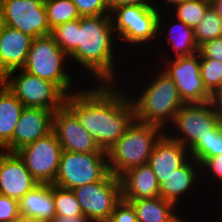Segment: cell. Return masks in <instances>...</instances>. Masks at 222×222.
Wrapping results in <instances>:
<instances>
[{
  "label": "cell",
  "mask_w": 222,
  "mask_h": 222,
  "mask_svg": "<svg viewBox=\"0 0 222 222\" xmlns=\"http://www.w3.org/2000/svg\"><path fill=\"white\" fill-rule=\"evenodd\" d=\"M95 85L66 96L64 105L107 152L136 120L135 107L125 85L120 89L117 83Z\"/></svg>",
  "instance_id": "1"
},
{
  "label": "cell",
  "mask_w": 222,
  "mask_h": 222,
  "mask_svg": "<svg viewBox=\"0 0 222 222\" xmlns=\"http://www.w3.org/2000/svg\"><path fill=\"white\" fill-rule=\"evenodd\" d=\"M115 33L110 14L80 17L77 48L69 58L77 62L95 83H117L114 69ZM116 57H115V56ZM115 58V59H114ZM117 79V80H116Z\"/></svg>",
  "instance_id": "2"
},
{
  "label": "cell",
  "mask_w": 222,
  "mask_h": 222,
  "mask_svg": "<svg viewBox=\"0 0 222 222\" xmlns=\"http://www.w3.org/2000/svg\"><path fill=\"white\" fill-rule=\"evenodd\" d=\"M147 83V87L143 92L139 91L136 97L129 94L135 107L136 121L168 130L166 125L173 123L175 115L185 103L175 83L162 69Z\"/></svg>",
  "instance_id": "3"
},
{
  "label": "cell",
  "mask_w": 222,
  "mask_h": 222,
  "mask_svg": "<svg viewBox=\"0 0 222 222\" xmlns=\"http://www.w3.org/2000/svg\"><path fill=\"white\" fill-rule=\"evenodd\" d=\"M165 131L159 126L135 120L106 152L109 171L120 177L127 170L146 164Z\"/></svg>",
  "instance_id": "4"
},
{
  "label": "cell",
  "mask_w": 222,
  "mask_h": 222,
  "mask_svg": "<svg viewBox=\"0 0 222 222\" xmlns=\"http://www.w3.org/2000/svg\"><path fill=\"white\" fill-rule=\"evenodd\" d=\"M161 13L158 6L120 5L116 7L110 15L117 41H125L130 46L140 44L147 47V43L150 45V42L159 39L157 35L160 36L165 31V20Z\"/></svg>",
  "instance_id": "5"
},
{
  "label": "cell",
  "mask_w": 222,
  "mask_h": 222,
  "mask_svg": "<svg viewBox=\"0 0 222 222\" xmlns=\"http://www.w3.org/2000/svg\"><path fill=\"white\" fill-rule=\"evenodd\" d=\"M69 56L56 44L51 35L33 39L23 70L54 83L66 96L72 90L73 78L64 64ZM68 71H66V70ZM72 86V87H71Z\"/></svg>",
  "instance_id": "6"
},
{
  "label": "cell",
  "mask_w": 222,
  "mask_h": 222,
  "mask_svg": "<svg viewBox=\"0 0 222 222\" xmlns=\"http://www.w3.org/2000/svg\"><path fill=\"white\" fill-rule=\"evenodd\" d=\"M110 173L106 152L62 151L53 185L74 189L103 180Z\"/></svg>",
  "instance_id": "7"
},
{
  "label": "cell",
  "mask_w": 222,
  "mask_h": 222,
  "mask_svg": "<svg viewBox=\"0 0 222 222\" xmlns=\"http://www.w3.org/2000/svg\"><path fill=\"white\" fill-rule=\"evenodd\" d=\"M3 82L24 107H40L55 112L65 103L66 95L54 83L23 69L8 72Z\"/></svg>",
  "instance_id": "8"
},
{
  "label": "cell",
  "mask_w": 222,
  "mask_h": 222,
  "mask_svg": "<svg viewBox=\"0 0 222 222\" xmlns=\"http://www.w3.org/2000/svg\"><path fill=\"white\" fill-rule=\"evenodd\" d=\"M218 123L219 119L210 102L184 104L175 115L173 123L170 126L167 125L169 131L174 125L175 128L173 126L171 129H176L175 132L169 133L166 130V134L174 141L181 143L190 152L200 140H204L211 134V130Z\"/></svg>",
  "instance_id": "9"
},
{
  "label": "cell",
  "mask_w": 222,
  "mask_h": 222,
  "mask_svg": "<svg viewBox=\"0 0 222 222\" xmlns=\"http://www.w3.org/2000/svg\"><path fill=\"white\" fill-rule=\"evenodd\" d=\"M85 218L107 222L122 200L120 178L111 172L101 181L72 189Z\"/></svg>",
  "instance_id": "10"
},
{
  "label": "cell",
  "mask_w": 222,
  "mask_h": 222,
  "mask_svg": "<svg viewBox=\"0 0 222 222\" xmlns=\"http://www.w3.org/2000/svg\"><path fill=\"white\" fill-rule=\"evenodd\" d=\"M62 147L52 130L46 136L21 147L16 153L31 176L39 183L53 184L58 172Z\"/></svg>",
  "instance_id": "11"
},
{
  "label": "cell",
  "mask_w": 222,
  "mask_h": 222,
  "mask_svg": "<svg viewBox=\"0 0 222 222\" xmlns=\"http://www.w3.org/2000/svg\"><path fill=\"white\" fill-rule=\"evenodd\" d=\"M168 55L162 70L175 83L183 102L185 104L209 102L211 94L207 91L200 73V54L172 60Z\"/></svg>",
  "instance_id": "12"
},
{
  "label": "cell",
  "mask_w": 222,
  "mask_h": 222,
  "mask_svg": "<svg viewBox=\"0 0 222 222\" xmlns=\"http://www.w3.org/2000/svg\"><path fill=\"white\" fill-rule=\"evenodd\" d=\"M0 13L6 26L33 39L51 34L45 4L36 0H0Z\"/></svg>",
  "instance_id": "13"
},
{
  "label": "cell",
  "mask_w": 222,
  "mask_h": 222,
  "mask_svg": "<svg viewBox=\"0 0 222 222\" xmlns=\"http://www.w3.org/2000/svg\"><path fill=\"white\" fill-rule=\"evenodd\" d=\"M63 151L87 153L106 152L97 145L92 135L78 122L77 117L65 106L53 113V128Z\"/></svg>",
  "instance_id": "14"
},
{
  "label": "cell",
  "mask_w": 222,
  "mask_h": 222,
  "mask_svg": "<svg viewBox=\"0 0 222 222\" xmlns=\"http://www.w3.org/2000/svg\"><path fill=\"white\" fill-rule=\"evenodd\" d=\"M53 110L40 107H24L15 126L12 140L2 149L16 152L21 147L46 136L53 128Z\"/></svg>",
  "instance_id": "15"
},
{
  "label": "cell",
  "mask_w": 222,
  "mask_h": 222,
  "mask_svg": "<svg viewBox=\"0 0 222 222\" xmlns=\"http://www.w3.org/2000/svg\"><path fill=\"white\" fill-rule=\"evenodd\" d=\"M39 182L16 152L0 150V194L19 200Z\"/></svg>",
  "instance_id": "16"
},
{
  "label": "cell",
  "mask_w": 222,
  "mask_h": 222,
  "mask_svg": "<svg viewBox=\"0 0 222 222\" xmlns=\"http://www.w3.org/2000/svg\"><path fill=\"white\" fill-rule=\"evenodd\" d=\"M190 158V152L165 133L156 143L147 163L155 173L160 185Z\"/></svg>",
  "instance_id": "17"
},
{
  "label": "cell",
  "mask_w": 222,
  "mask_h": 222,
  "mask_svg": "<svg viewBox=\"0 0 222 222\" xmlns=\"http://www.w3.org/2000/svg\"><path fill=\"white\" fill-rule=\"evenodd\" d=\"M33 38L18 29L4 26L0 37V75L4 77L8 72L22 69Z\"/></svg>",
  "instance_id": "18"
},
{
  "label": "cell",
  "mask_w": 222,
  "mask_h": 222,
  "mask_svg": "<svg viewBox=\"0 0 222 222\" xmlns=\"http://www.w3.org/2000/svg\"><path fill=\"white\" fill-rule=\"evenodd\" d=\"M119 178L123 200L160 196L159 183L148 163L127 170Z\"/></svg>",
  "instance_id": "19"
},
{
  "label": "cell",
  "mask_w": 222,
  "mask_h": 222,
  "mask_svg": "<svg viewBox=\"0 0 222 222\" xmlns=\"http://www.w3.org/2000/svg\"><path fill=\"white\" fill-rule=\"evenodd\" d=\"M200 171V164L191 157L183 166L176 169L172 175L159 185L160 197L177 206L180 204L179 201L181 198H185L186 195L188 196L189 192L192 194L194 187L198 188V186L194 185H197L198 182L196 181L200 180Z\"/></svg>",
  "instance_id": "20"
},
{
  "label": "cell",
  "mask_w": 222,
  "mask_h": 222,
  "mask_svg": "<svg viewBox=\"0 0 222 222\" xmlns=\"http://www.w3.org/2000/svg\"><path fill=\"white\" fill-rule=\"evenodd\" d=\"M19 214L39 222H51L56 216L52 184L39 183L18 200Z\"/></svg>",
  "instance_id": "21"
},
{
  "label": "cell",
  "mask_w": 222,
  "mask_h": 222,
  "mask_svg": "<svg viewBox=\"0 0 222 222\" xmlns=\"http://www.w3.org/2000/svg\"><path fill=\"white\" fill-rule=\"evenodd\" d=\"M125 201L134 208L137 222H187L174 212V209H178L179 206L160 196Z\"/></svg>",
  "instance_id": "22"
},
{
  "label": "cell",
  "mask_w": 222,
  "mask_h": 222,
  "mask_svg": "<svg viewBox=\"0 0 222 222\" xmlns=\"http://www.w3.org/2000/svg\"><path fill=\"white\" fill-rule=\"evenodd\" d=\"M24 105L3 84L0 87V149L11 140Z\"/></svg>",
  "instance_id": "23"
},
{
  "label": "cell",
  "mask_w": 222,
  "mask_h": 222,
  "mask_svg": "<svg viewBox=\"0 0 222 222\" xmlns=\"http://www.w3.org/2000/svg\"><path fill=\"white\" fill-rule=\"evenodd\" d=\"M172 21L174 23L171 22L172 25H167L169 29L165 31L168 33L167 36H165L167 37L166 39H168L167 42L171 44L172 47L170 48L175 54L172 58L192 56L198 53L199 47L195 40L194 29L188 27L178 19Z\"/></svg>",
  "instance_id": "24"
},
{
  "label": "cell",
  "mask_w": 222,
  "mask_h": 222,
  "mask_svg": "<svg viewBox=\"0 0 222 222\" xmlns=\"http://www.w3.org/2000/svg\"><path fill=\"white\" fill-rule=\"evenodd\" d=\"M210 5L211 1L208 0H186L172 8L170 7L171 10L168 12L172 11L175 16L172 17L173 19H178L194 29L203 19L205 11Z\"/></svg>",
  "instance_id": "25"
},
{
  "label": "cell",
  "mask_w": 222,
  "mask_h": 222,
  "mask_svg": "<svg viewBox=\"0 0 222 222\" xmlns=\"http://www.w3.org/2000/svg\"><path fill=\"white\" fill-rule=\"evenodd\" d=\"M195 40L198 47L208 41L222 37V18L210 5L205 11L203 19L194 28Z\"/></svg>",
  "instance_id": "26"
},
{
  "label": "cell",
  "mask_w": 222,
  "mask_h": 222,
  "mask_svg": "<svg viewBox=\"0 0 222 222\" xmlns=\"http://www.w3.org/2000/svg\"><path fill=\"white\" fill-rule=\"evenodd\" d=\"M47 21L50 29L55 26L80 18L72 0H45Z\"/></svg>",
  "instance_id": "27"
},
{
  "label": "cell",
  "mask_w": 222,
  "mask_h": 222,
  "mask_svg": "<svg viewBox=\"0 0 222 222\" xmlns=\"http://www.w3.org/2000/svg\"><path fill=\"white\" fill-rule=\"evenodd\" d=\"M222 154V123L219 122L204 140L190 151V156L200 165L209 157Z\"/></svg>",
  "instance_id": "28"
},
{
  "label": "cell",
  "mask_w": 222,
  "mask_h": 222,
  "mask_svg": "<svg viewBox=\"0 0 222 222\" xmlns=\"http://www.w3.org/2000/svg\"><path fill=\"white\" fill-rule=\"evenodd\" d=\"M80 18L59 24L51 29V36L56 44L69 56L77 48V36Z\"/></svg>",
  "instance_id": "29"
},
{
  "label": "cell",
  "mask_w": 222,
  "mask_h": 222,
  "mask_svg": "<svg viewBox=\"0 0 222 222\" xmlns=\"http://www.w3.org/2000/svg\"><path fill=\"white\" fill-rule=\"evenodd\" d=\"M52 193L56 215L84 216L73 190L52 184Z\"/></svg>",
  "instance_id": "30"
},
{
  "label": "cell",
  "mask_w": 222,
  "mask_h": 222,
  "mask_svg": "<svg viewBox=\"0 0 222 222\" xmlns=\"http://www.w3.org/2000/svg\"><path fill=\"white\" fill-rule=\"evenodd\" d=\"M200 73L210 94L222 86V62L213 59H200Z\"/></svg>",
  "instance_id": "31"
},
{
  "label": "cell",
  "mask_w": 222,
  "mask_h": 222,
  "mask_svg": "<svg viewBox=\"0 0 222 222\" xmlns=\"http://www.w3.org/2000/svg\"><path fill=\"white\" fill-rule=\"evenodd\" d=\"M77 11L82 16H99L110 14L106 0H72Z\"/></svg>",
  "instance_id": "32"
},
{
  "label": "cell",
  "mask_w": 222,
  "mask_h": 222,
  "mask_svg": "<svg viewBox=\"0 0 222 222\" xmlns=\"http://www.w3.org/2000/svg\"><path fill=\"white\" fill-rule=\"evenodd\" d=\"M107 222H137L135 210L129 202L122 199Z\"/></svg>",
  "instance_id": "33"
},
{
  "label": "cell",
  "mask_w": 222,
  "mask_h": 222,
  "mask_svg": "<svg viewBox=\"0 0 222 222\" xmlns=\"http://www.w3.org/2000/svg\"><path fill=\"white\" fill-rule=\"evenodd\" d=\"M19 215L18 201L0 194V222H11Z\"/></svg>",
  "instance_id": "34"
},
{
  "label": "cell",
  "mask_w": 222,
  "mask_h": 222,
  "mask_svg": "<svg viewBox=\"0 0 222 222\" xmlns=\"http://www.w3.org/2000/svg\"><path fill=\"white\" fill-rule=\"evenodd\" d=\"M200 59H213L222 62V37L208 41L199 47Z\"/></svg>",
  "instance_id": "35"
},
{
  "label": "cell",
  "mask_w": 222,
  "mask_h": 222,
  "mask_svg": "<svg viewBox=\"0 0 222 222\" xmlns=\"http://www.w3.org/2000/svg\"><path fill=\"white\" fill-rule=\"evenodd\" d=\"M201 175L203 174L204 170L205 173L207 171V176L209 179L213 177L214 180H218L217 183L220 181L222 182V154L216 155L213 157L207 158L201 165H200ZM212 175V176H211ZM222 185V184H221Z\"/></svg>",
  "instance_id": "36"
},
{
  "label": "cell",
  "mask_w": 222,
  "mask_h": 222,
  "mask_svg": "<svg viewBox=\"0 0 222 222\" xmlns=\"http://www.w3.org/2000/svg\"><path fill=\"white\" fill-rule=\"evenodd\" d=\"M106 3L110 12L120 5H137L143 7L158 6V2L154 3L152 0H106Z\"/></svg>",
  "instance_id": "37"
},
{
  "label": "cell",
  "mask_w": 222,
  "mask_h": 222,
  "mask_svg": "<svg viewBox=\"0 0 222 222\" xmlns=\"http://www.w3.org/2000/svg\"><path fill=\"white\" fill-rule=\"evenodd\" d=\"M211 106L217 115L219 122L222 123V86L216 89L210 96Z\"/></svg>",
  "instance_id": "38"
},
{
  "label": "cell",
  "mask_w": 222,
  "mask_h": 222,
  "mask_svg": "<svg viewBox=\"0 0 222 222\" xmlns=\"http://www.w3.org/2000/svg\"><path fill=\"white\" fill-rule=\"evenodd\" d=\"M84 216L56 215L51 222H79Z\"/></svg>",
  "instance_id": "39"
},
{
  "label": "cell",
  "mask_w": 222,
  "mask_h": 222,
  "mask_svg": "<svg viewBox=\"0 0 222 222\" xmlns=\"http://www.w3.org/2000/svg\"><path fill=\"white\" fill-rule=\"evenodd\" d=\"M184 1H186V0H161L158 4H160V6H158V8L159 9H161V6H162V9L160 10L161 12H163V8H164V6H166V5H170L171 7H174L175 5H177V4H180V3H182V2H184ZM166 2V3H165ZM164 5V6H163Z\"/></svg>",
  "instance_id": "40"
},
{
  "label": "cell",
  "mask_w": 222,
  "mask_h": 222,
  "mask_svg": "<svg viewBox=\"0 0 222 222\" xmlns=\"http://www.w3.org/2000/svg\"><path fill=\"white\" fill-rule=\"evenodd\" d=\"M211 5L216 13L222 18V0H212Z\"/></svg>",
  "instance_id": "41"
},
{
  "label": "cell",
  "mask_w": 222,
  "mask_h": 222,
  "mask_svg": "<svg viewBox=\"0 0 222 222\" xmlns=\"http://www.w3.org/2000/svg\"><path fill=\"white\" fill-rule=\"evenodd\" d=\"M11 222H39V221H36L35 219L30 218V217H25V216L19 215L18 217L13 219Z\"/></svg>",
  "instance_id": "42"
},
{
  "label": "cell",
  "mask_w": 222,
  "mask_h": 222,
  "mask_svg": "<svg viewBox=\"0 0 222 222\" xmlns=\"http://www.w3.org/2000/svg\"><path fill=\"white\" fill-rule=\"evenodd\" d=\"M4 26H5V23H4L3 19H2V15L0 13V37H1L2 31L4 29Z\"/></svg>",
  "instance_id": "43"
},
{
  "label": "cell",
  "mask_w": 222,
  "mask_h": 222,
  "mask_svg": "<svg viewBox=\"0 0 222 222\" xmlns=\"http://www.w3.org/2000/svg\"><path fill=\"white\" fill-rule=\"evenodd\" d=\"M79 222H98V221H95V220H92V219H88V218H82Z\"/></svg>",
  "instance_id": "44"
},
{
  "label": "cell",
  "mask_w": 222,
  "mask_h": 222,
  "mask_svg": "<svg viewBox=\"0 0 222 222\" xmlns=\"http://www.w3.org/2000/svg\"><path fill=\"white\" fill-rule=\"evenodd\" d=\"M4 84L3 77L0 75V87Z\"/></svg>",
  "instance_id": "45"
}]
</instances>
